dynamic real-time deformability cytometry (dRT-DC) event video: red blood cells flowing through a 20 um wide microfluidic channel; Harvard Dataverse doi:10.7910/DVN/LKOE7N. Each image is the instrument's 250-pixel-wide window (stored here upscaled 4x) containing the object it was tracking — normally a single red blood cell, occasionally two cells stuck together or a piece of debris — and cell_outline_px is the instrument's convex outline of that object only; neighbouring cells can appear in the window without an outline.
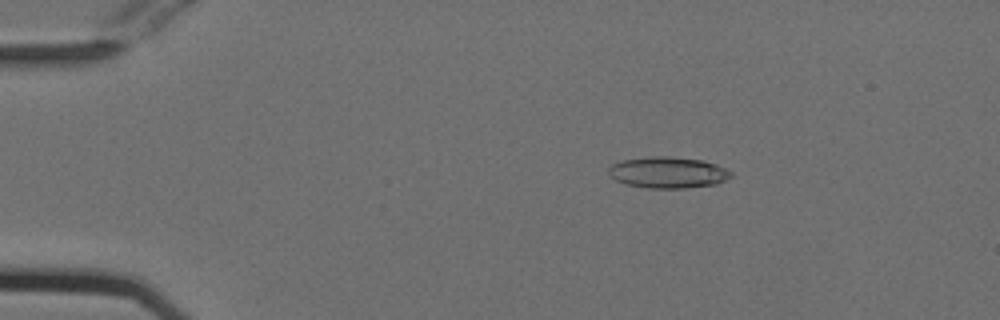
{"species": "Egyptian fruit bat (a non-hibernating species)", "species_latin": "Rousettus aegyptiacus", "temperature_condition": "cold", "stored_images_in_passage": 54, "camera_frame_rate_fps": 3000, "um_per_image_px": 0.085, "animal": {"sex": "female"}, "frame": {"image": 1, "passage_image": 10, "time_ms": 3.0, "image_size_px": [1000, 320], "cell_outline_px": [[732, 176], [716, 184], [684, 188], [648, 188], [628, 184], [616, 180], [608, 172], [608, 168], [612, 164], [624, 160], [652, 156], [668, 156], [700, 160], [716, 164], [732, 172]], "centroid_in_image_um": [56.78, 14.66], "position_along_channel_um": 28.2, "area_um2": 22.02}}
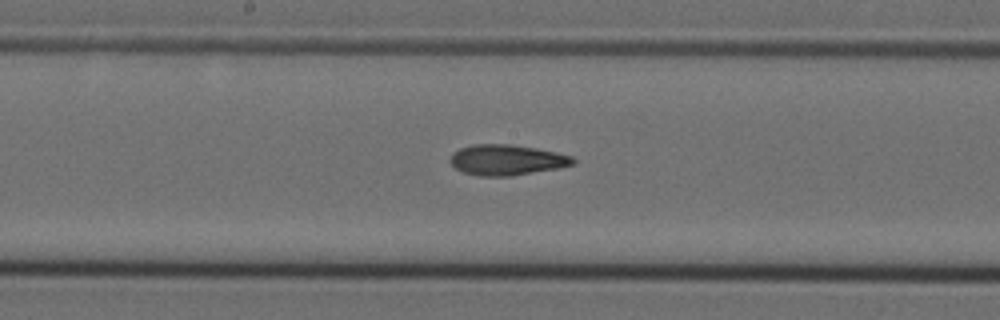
{"frame": {"image": 2, "passage_image": 29, "time_ms": 9.333, "image_size_px": [1000, 320], "cell_outline_px": [[576, 164], [560, 168], [512, 176], [480, 176], [464, 172], [456, 168], [448, 160], [452, 152], [460, 148], [472, 144], [512, 144], [536, 148], [556, 152], [572, 156], [576, 160]], "centroid_in_image_um": [43.09, 13.59], "position_along_channel_um": 205.1, "area_um2": 22.14}}
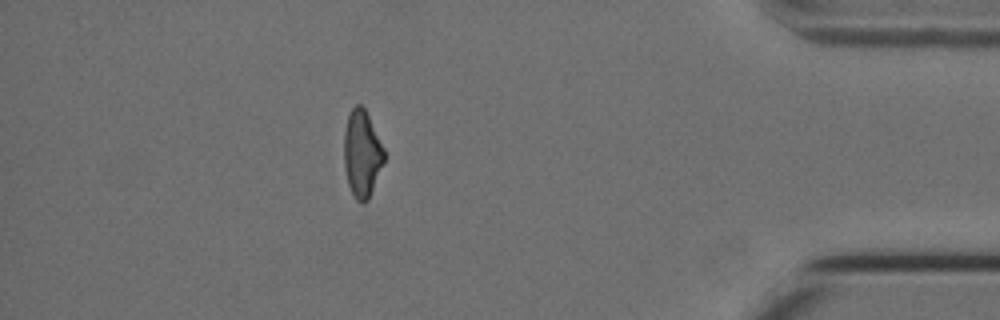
{"frame": {"image": 3, "passage_image": 48, "time_ms": 15.667, "image_size_px": [1000, 320], "cell_outline_px": [[384, 160], [368, 200], [364, 204], [360, 204], [356, 200], [348, 184], [344, 168], [344, 132], [348, 116], [352, 108], [356, 104], [360, 104], [364, 108], [384, 148]], "centroid_in_image_um": [30.75, 13.09], "position_along_channel_um": 404.5, "area_um2": 20.11}, "authors_computed_cell_mechanics": {"area_um2": 21.5305, "velocity_mm_per_s": 3.8082, "shape_relaxation_time_tau1_ms": 6.5126, "shape_relaxation_time_tau2_ms": 4.3348, "deformation_change_tau1": 0.2047, "deformation_change_tau2": 0.1382}}